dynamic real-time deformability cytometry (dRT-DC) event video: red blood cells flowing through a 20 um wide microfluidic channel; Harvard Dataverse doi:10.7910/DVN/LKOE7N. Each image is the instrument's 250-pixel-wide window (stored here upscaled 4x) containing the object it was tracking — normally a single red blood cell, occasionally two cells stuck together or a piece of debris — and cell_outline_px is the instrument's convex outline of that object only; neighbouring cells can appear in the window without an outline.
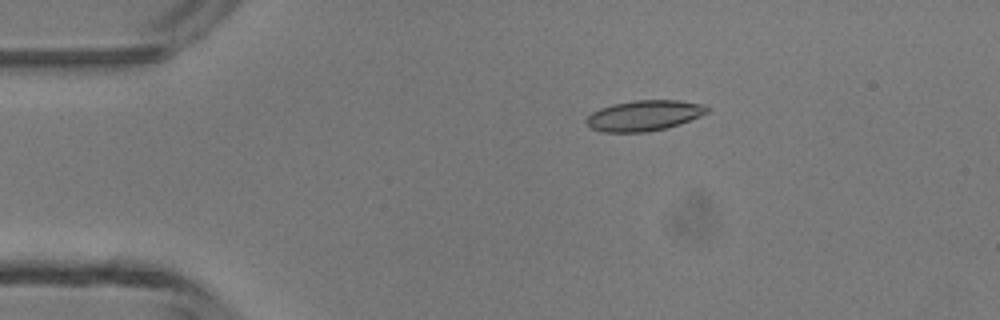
{"species": "common noctule bat (a hibernating species)", "species_latin": "Nyctalus noctula", "temperature_condition": "room temperature", "stored_images_in_passage": 5, "camera_frame_rate_fps": 3000, "um_per_image_px": 0.085, "animal": {"sex": "male", "body_mass_g": 13.3}, "frame": {"image": 1, "passage_image": 3, "time_ms": 2.333, "image_size_px": [1000, 320], "cell_outline_px": [[708, 112], [700, 116], [680, 124], [668, 128], [648, 132], [600, 132], [592, 128], [584, 120], [592, 112], [600, 108], [612, 104], [636, 100], [676, 100], [704, 104], [708, 108]], "centroid_in_image_um": [54.74, 9.83], "position_along_channel_um": 30.3, "area_um2": 21.56}}
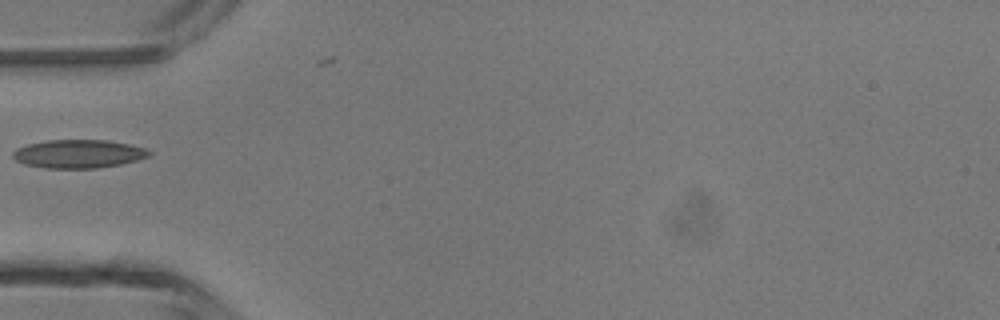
{"frame": {"image": 2, "passage_image": 5, "time_ms": 4.667, "image_size_px": [1000, 320], "cell_outline_px": [[152, 152], [148, 156], [136, 160], [120, 164], [96, 168], [44, 168], [24, 164], [16, 160], [12, 156], [12, 152], [16, 148], [28, 144], [44, 140], [108, 140], [128, 144], [144, 148]], "centroid_in_image_um": [6.62, 13.07], "position_along_channel_um": 78.4, "area_um2": 22.48}}